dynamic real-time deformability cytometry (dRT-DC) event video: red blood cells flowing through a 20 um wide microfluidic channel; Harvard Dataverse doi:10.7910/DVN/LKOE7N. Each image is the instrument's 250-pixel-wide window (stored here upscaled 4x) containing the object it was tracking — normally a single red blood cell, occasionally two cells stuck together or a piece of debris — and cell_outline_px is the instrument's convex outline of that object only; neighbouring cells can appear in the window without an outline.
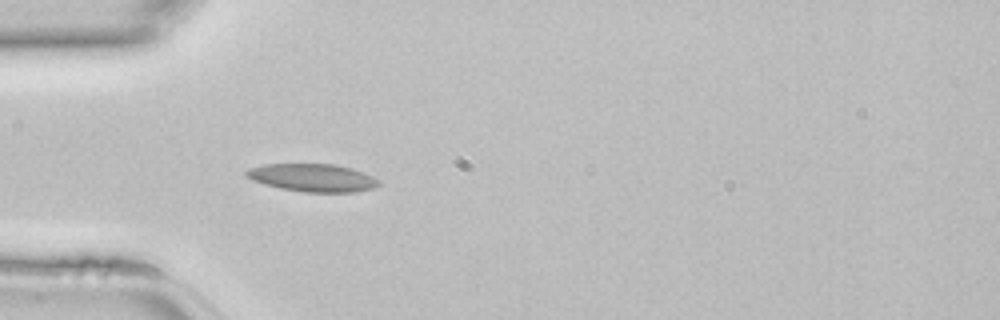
{"species": "common noctule bat (a hibernating species)", "species_latin": "Nyctalus noctula", "temperature_condition": "room temperature", "stored_images_in_passage": 20, "camera_frame_rate_fps": 3000, "um_per_image_px": 0.085, "animal": {"sex": "female", "body_mass_g": 22.7, "forearm_length_mm": 54.2}, "frame": {"image": 1, "passage_image": 4, "time_ms": 1.0, "image_size_px": [1000, 320], "cell_outline_px": [[380, 184], [372, 188], [356, 192], [304, 192], [280, 188], [264, 184], [252, 180], [244, 176], [244, 172], [248, 168], [264, 164], [336, 164], [352, 168], [372, 176], [380, 180]], "centroid_in_image_um": [26.54, 15.1], "position_along_channel_um": 58.5, "area_um2": 21.62}}
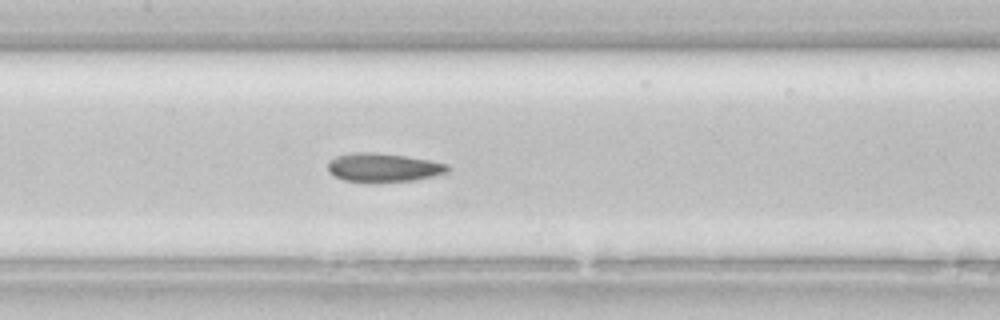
{"frame": {"image": 2, "passage_image": 12, "time_ms": 3.667, "image_size_px": [1000, 320], "cell_outline_px": [[452, 168], [448, 172], [416, 180], [344, 180], [328, 172], [328, 160], [336, 156], [352, 152], [376, 152], [404, 156], [428, 160], [448, 164]], "centroid_in_image_um": [32.59, 14.2], "position_along_channel_um": 174.8, "area_um2": 19.54}}
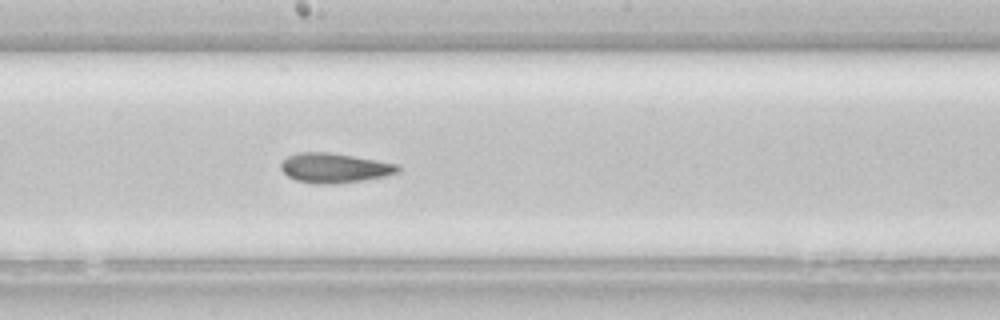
{"frame": {"image": 3, "passage_image": 15, "time_ms": 4.667, "image_size_px": [1000, 320], "cell_outline_px": [[400, 168], [396, 172], [384, 176], [360, 180], [332, 184], [316, 184], [296, 180], [288, 176], [280, 168], [280, 164], [288, 156], [296, 152], [328, 152], [376, 160], [396, 164]], "centroid_in_image_um": [28.36, 14.27], "position_along_channel_um": 219.8, "area_um2": 19.88}}